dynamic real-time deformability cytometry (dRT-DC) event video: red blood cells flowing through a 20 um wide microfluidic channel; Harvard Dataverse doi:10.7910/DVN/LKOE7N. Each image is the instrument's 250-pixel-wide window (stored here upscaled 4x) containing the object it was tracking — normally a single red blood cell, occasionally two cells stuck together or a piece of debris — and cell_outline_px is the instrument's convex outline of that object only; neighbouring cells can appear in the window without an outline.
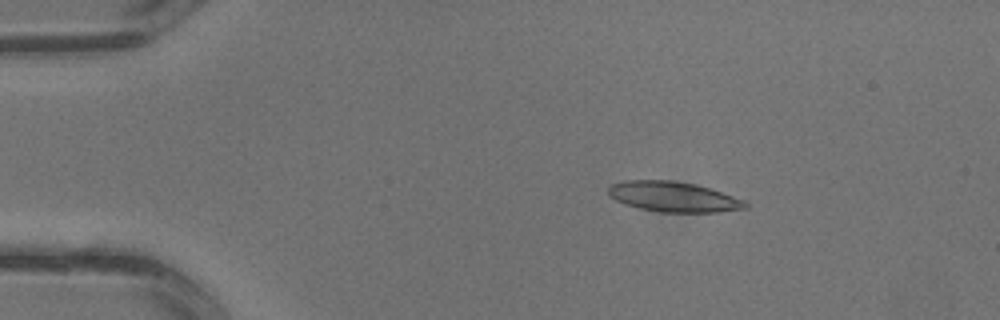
{"species": "common noctule bat (a hibernating species)", "species_latin": "Nyctalus noctula", "temperature_condition": "warm", "stored_images_in_passage": 3, "camera_frame_rate_fps": 3000, "um_per_image_px": 0.085, "animal": {"sex": "male", "body_mass_g": 13.3}, "frame": {"image": 1, "passage_image": 2, "time_ms": 0.333, "image_size_px": [1000, 320], "cell_outline_px": [[748, 208], [716, 212], [660, 212], [640, 208], [624, 204], [608, 196], [608, 188], [612, 184], [624, 180], [672, 180], [696, 184], [744, 200], [748, 204]], "centroid_in_image_um": [57.21, 16.72], "position_along_channel_um": 27.8, "area_um2": 24.04}}